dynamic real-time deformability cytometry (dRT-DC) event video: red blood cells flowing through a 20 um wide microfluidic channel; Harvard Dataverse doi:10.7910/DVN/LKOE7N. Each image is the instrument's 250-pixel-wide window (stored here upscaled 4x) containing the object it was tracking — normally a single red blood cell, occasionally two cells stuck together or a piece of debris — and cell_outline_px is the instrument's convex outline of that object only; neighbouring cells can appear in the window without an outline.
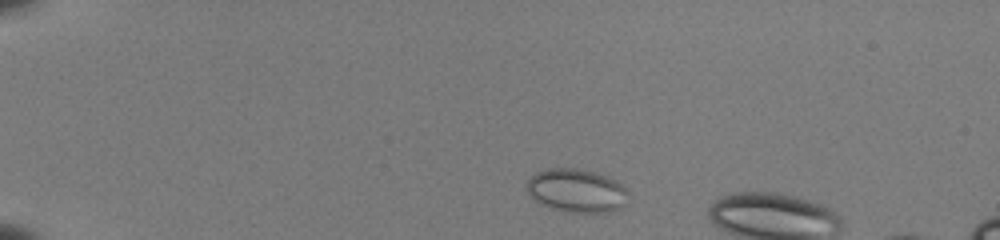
{"species": "common noctule bat (a hibernating species)", "species_latin": "Nyctalus noctula", "temperature_condition": "room temperature", "stored_images_in_passage": 10, "camera_frame_rate_fps": 3000, "um_per_image_px": 0.085, "animal": {"sex": "female", "body_mass_g": 22.0, "forearm_length_mm": 56.7}, "frame": {"image": 1, "passage_image": 4, "time_ms": 1.0, "image_size_px": [1000, 240], "cell_outline_px": [[628, 192], [624, 204], [620, 208], [604, 212], [568, 212], [544, 204], [536, 200], [528, 192], [528, 180], [536, 172], [548, 168], [576, 168], [608, 176], [616, 180]], "centroid_in_image_um": [49.02, 16.18], "position_along_channel_um": 36.0, "area_um2": 25.09}}